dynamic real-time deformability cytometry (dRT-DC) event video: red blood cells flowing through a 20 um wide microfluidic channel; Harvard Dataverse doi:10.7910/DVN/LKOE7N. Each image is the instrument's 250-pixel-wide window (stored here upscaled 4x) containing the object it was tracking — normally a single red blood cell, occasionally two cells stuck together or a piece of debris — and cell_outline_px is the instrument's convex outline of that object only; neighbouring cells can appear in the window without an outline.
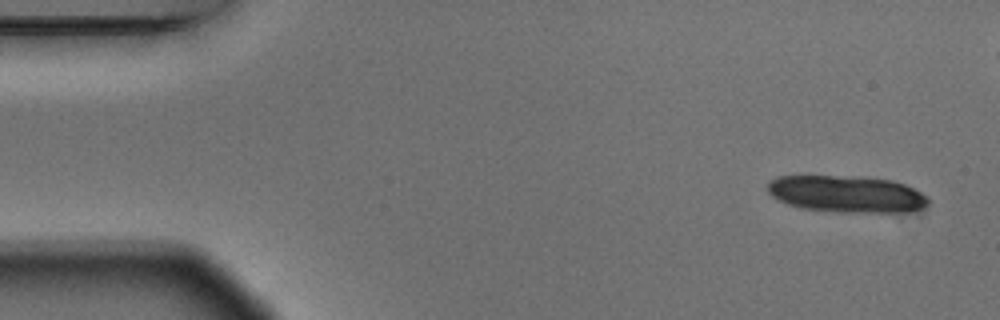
{"species": "Egyptian fruit bat (a non-hibernating species)", "species_latin": "Rousettus aegyptiacus", "temperature_condition": "warm", "stored_images_in_passage": 5, "camera_frame_rate_fps": 3000, "um_per_image_px": 0.085, "animal": {"sex": "male"}, "frame": {"image": 1, "passage_image": 1, "time_ms": 0.0, "image_size_px": [1000, 320], "cell_outline_px": [[928, 204], [924, 208], [912, 212], [836, 212], [800, 208], [776, 200], [768, 192], [768, 184], [776, 176], [832, 176], [892, 180], [904, 184], [928, 196]], "centroid_in_image_um": [71.96, 16.51], "position_along_channel_um": 13.0, "area_um2": 34.39}}